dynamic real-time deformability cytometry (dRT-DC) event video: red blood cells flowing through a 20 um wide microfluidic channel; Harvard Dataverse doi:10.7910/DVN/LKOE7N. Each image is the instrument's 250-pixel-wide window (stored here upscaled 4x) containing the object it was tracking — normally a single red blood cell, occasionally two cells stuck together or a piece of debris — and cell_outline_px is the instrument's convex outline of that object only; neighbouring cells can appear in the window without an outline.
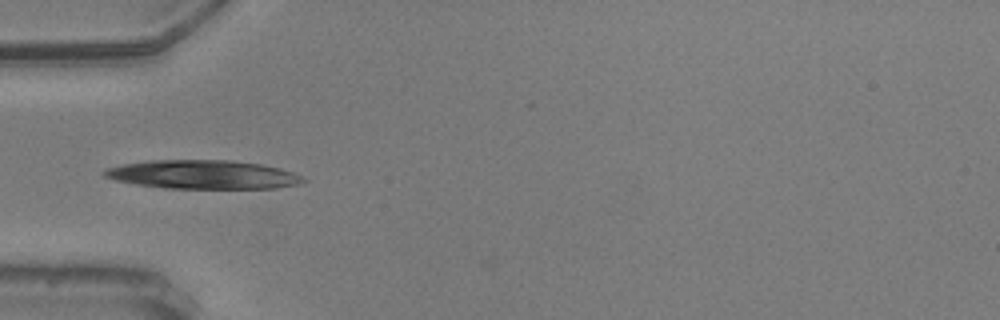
{"species": "common noctule bat (a hibernating species)", "species_latin": "Nyctalus noctula", "temperature_condition": "warm", "stored_images_in_passage": 39, "camera_frame_rate_fps": 3000, "um_per_image_px": 0.085, "animal": {"sex": "male", "body_mass_g": 20.5, "forearm_length_mm": 52.5}, "frame": {"image": 1, "passage_image": 1, "time_ms": 0.0, "image_size_px": [1000, 320], "cell_outline_px": [[308, 180], [300, 184], [276, 188], [164, 188], [136, 184], [116, 180], [104, 176], [100, 172], [104, 168], [124, 164], [148, 160], [232, 160], [264, 164], [280, 168], [292, 172]], "centroid_in_image_um": [17.25, 14.83], "position_along_channel_um": 67.8, "area_um2": 33.47}}
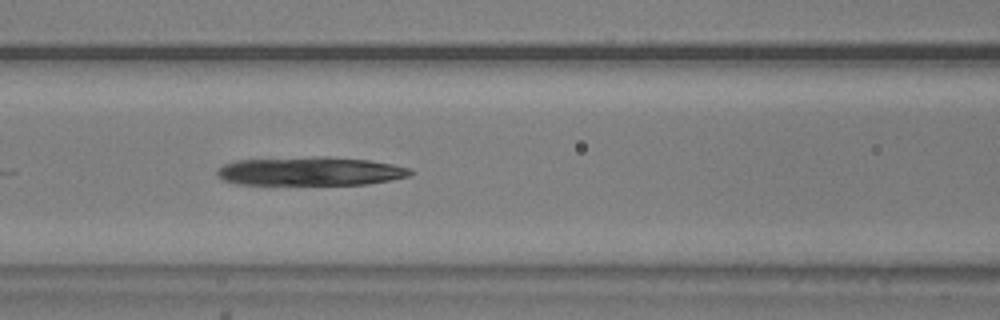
{"frame": {"image": 2, "passage_image": 7, "time_ms": 2.0, "image_size_px": [1000, 320], "cell_outline_px": [[412, 172], [408, 176], [368, 184], [236, 184], [224, 180], [216, 176], [216, 172], [224, 164], [236, 160], [312, 156], [328, 156], [368, 160], [392, 164], [408, 168]], "centroid_in_image_um": [26.32, 14.54], "position_along_channel_um": 140.3, "area_um2": 32.19}}